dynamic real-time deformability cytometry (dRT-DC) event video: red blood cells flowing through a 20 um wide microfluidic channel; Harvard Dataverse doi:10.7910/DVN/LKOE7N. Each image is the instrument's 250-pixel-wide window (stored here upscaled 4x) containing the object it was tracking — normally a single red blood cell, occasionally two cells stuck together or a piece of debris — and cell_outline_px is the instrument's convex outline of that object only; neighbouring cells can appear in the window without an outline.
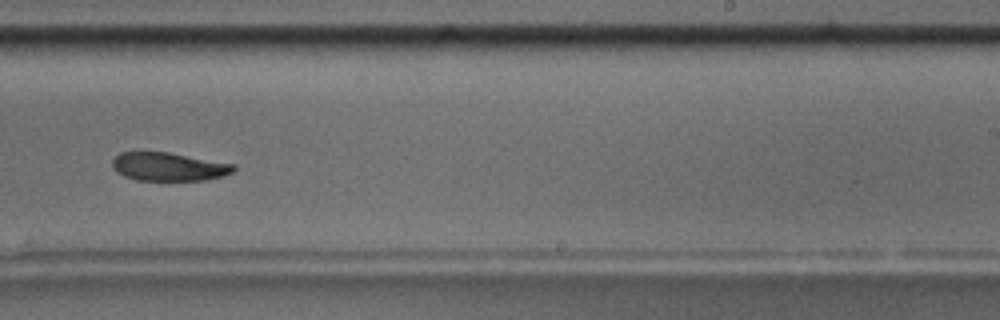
{"species": "common noctule bat (a hibernating species)", "species_latin": "Nyctalus noctula", "temperature_condition": "room temperature", "stored_images_in_passage": 16, "camera_frame_rate_fps": 3000, "um_per_image_px": 0.085, "animal": {"sex": "male", "body_mass_g": 17.5, "forearm_length_mm": 52.3}, "frame": {"image": 1, "passage_image": 10, "time_ms": 10.667, "image_size_px": [1000, 320], "cell_outline_px": [[236, 168], [232, 172], [224, 176], [208, 180], [136, 180], [124, 176], [116, 172], [112, 168], [112, 160], [120, 152], [168, 152], [236, 164]], "centroid_in_image_um": [14.35, 14.17], "position_along_channel_um": 274.6, "area_um2": 20.23}, "authors_computed_cell_mechanics": {"area_um2": 21.5883, "velocity_mm_per_s": 3.6392, "shape_relaxation_time_tau1_ms": 7.0585, "shape_relaxation_time_tau2_ms": null, "deformation_change_tau1": 0.1189, "deformation_change_tau2": null}}